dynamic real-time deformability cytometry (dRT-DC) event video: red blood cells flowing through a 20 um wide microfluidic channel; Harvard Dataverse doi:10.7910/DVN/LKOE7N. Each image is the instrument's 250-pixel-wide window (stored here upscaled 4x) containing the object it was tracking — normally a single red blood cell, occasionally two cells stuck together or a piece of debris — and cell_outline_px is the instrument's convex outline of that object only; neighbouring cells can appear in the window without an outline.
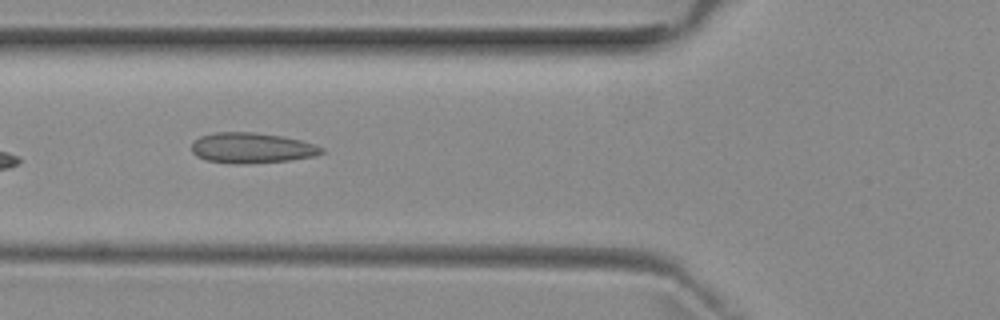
{"species": "common noctule bat (a hibernating species)", "species_latin": "Nyctalus noctula", "temperature_condition": "room temperature", "stored_images_in_passage": 8, "camera_frame_rate_fps": 3000, "um_per_image_px": 0.085, "animal": {"sex": "female", "body_mass_g": 29.2, "forearm_length_mm": 56.3}, "frame": {"image": 1, "passage_image": 5, "time_ms": 5.333, "image_size_px": [1000, 320], "cell_outline_px": [[324, 152], [316, 156], [288, 160], [240, 164], [236, 164], [208, 160], [196, 156], [192, 152], [192, 144], [200, 136], [216, 132], [252, 132], [280, 136], [300, 140], [316, 144], [324, 148]], "centroid_in_image_um": [21.42, 12.57], "position_along_channel_um": 104.4, "area_um2": 22.89}}
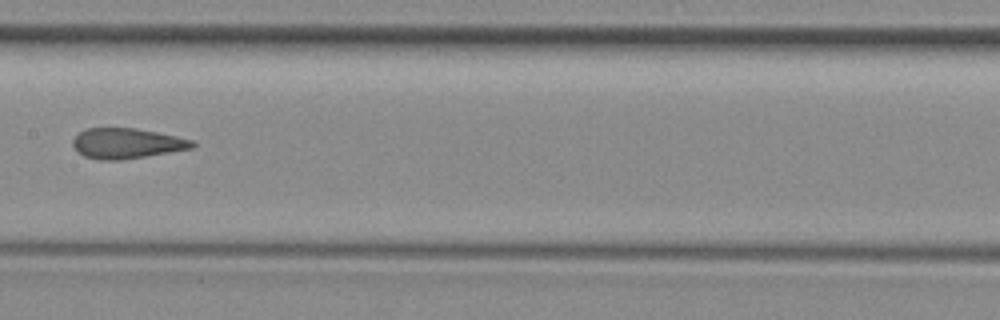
{"frame": {"image": 2, "passage_image": 7, "time_ms": 7.667, "image_size_px": [1000, 320], "cell_outline_px": [[196, 144], [192, 148], [120, 160], [100, 160], [84, 156], [76, 152], [72, 144], [72, 140], [80, 132], [88, 128], [136, 128], [176, 136], [192, 140]], "centroid_in_image_um": [10.73, 12.18], "position_along_channel_um": 196.7, "area_um2": 20.92}}
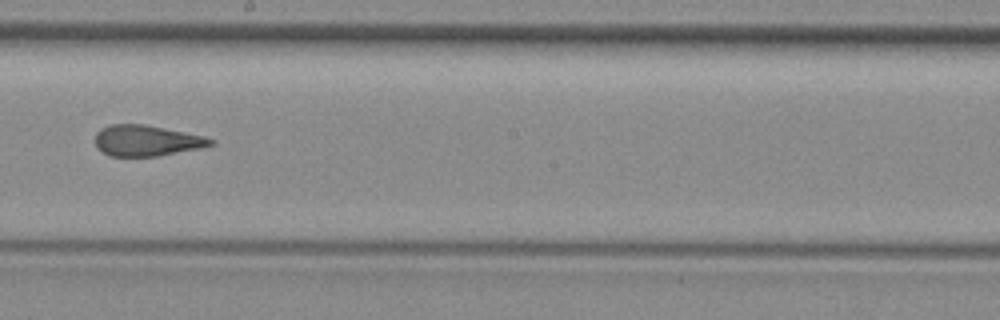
{"frame": {"image": 3, "passage_image": 8, "time_ms": 8.667, "image_size_px": [1000, 320], "cell_outline_px": [[216, 144], [200, 148], [156, 156], [108, 156], [96, 148], [96, 132], [100, 128], [112, 124], [144, 124], [204, 136], [216, 140]], "centroid_in_image_um": [12.45, 11.95], "position_along_channel_um": 235.7, "area_um2": 20.81}}